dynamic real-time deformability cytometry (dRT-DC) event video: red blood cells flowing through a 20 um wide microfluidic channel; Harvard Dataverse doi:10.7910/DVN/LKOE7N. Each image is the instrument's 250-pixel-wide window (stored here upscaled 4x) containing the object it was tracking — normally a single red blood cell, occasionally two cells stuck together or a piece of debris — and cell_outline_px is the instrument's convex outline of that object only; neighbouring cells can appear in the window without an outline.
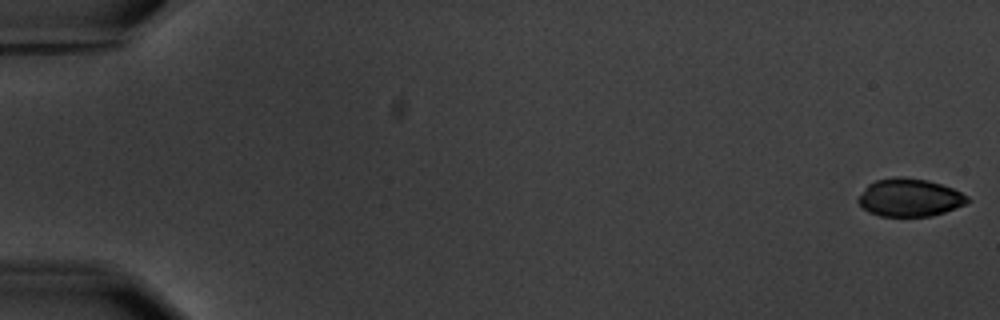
{"species": "common noctule bat (a hibernating species)", "species_latin": "Nyctalus noctula", "temperature_condition": "warm", "stored_images_in_passage": 5, "camera_frame_rate_fps": 3000, "um_per_image_px": 0.085, "animal": {"sex": "male", "body_mass_g": 20.1, "forearm_length_mm": 53.5}, "frame": {"image": 1, "passage_image": 1, "time_ms": 0.0, "image_size_px": [1000, 320], "cell_outline_px": [[972, 200], [964, 204], [944, 212], [932, 216], [880, 216], [868, 212], [856, 200], [868, 184], [876, 180], [892, 176], [900, 176], [928, 180], [952, 188], [968, 196]], "centroid_in_image_um": [77.3, 16.78], "position_along_channel_um": 7.7, "area_um2": 24.1}}
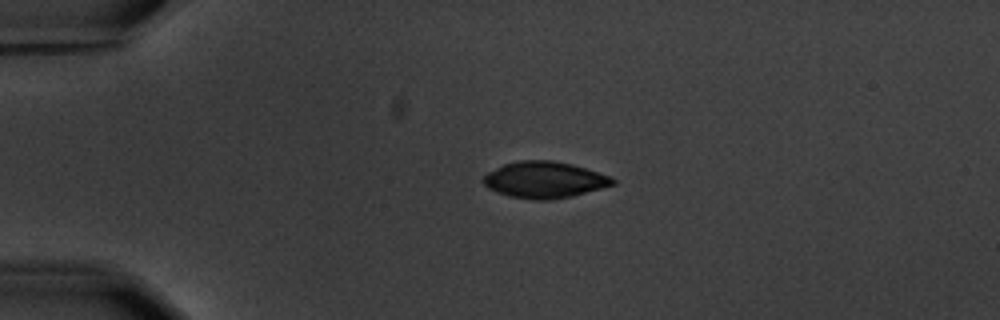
{"frame": {"image": 2, "passage_image": 4, "time_ms": 4.333, "image_size_px": [1000, 320], "cell_outline_px": [[616, 184], [572, 196], [548, 200], [536, 200], [508, 196], [496, 192], [488, 188], [480, 180], [488, 172], [504, 164], [520, 160], [552, 160], [572, 164], [608, 176], [616, 180]], "centroid_in_image_um": [46.24, 15.29], "position_along_channel_um": 38.8, "area_um2": 27.34}}